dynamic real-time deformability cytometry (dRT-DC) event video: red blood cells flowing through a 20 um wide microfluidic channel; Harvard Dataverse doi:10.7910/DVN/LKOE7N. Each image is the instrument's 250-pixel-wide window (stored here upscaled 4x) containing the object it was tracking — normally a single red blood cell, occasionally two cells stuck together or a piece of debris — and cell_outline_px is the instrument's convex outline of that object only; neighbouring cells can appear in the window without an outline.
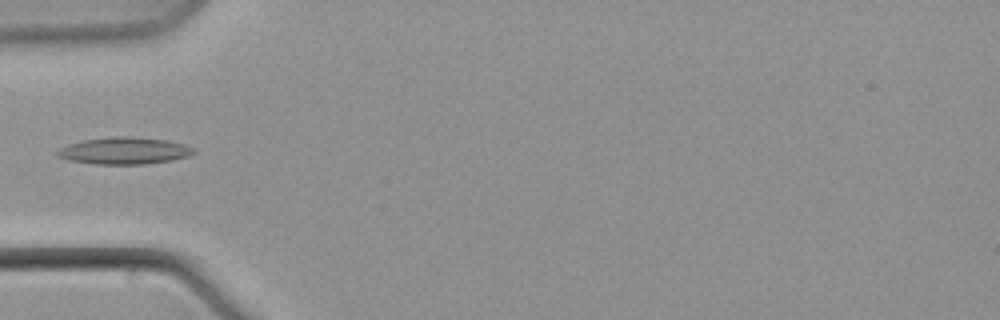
{"species": "common noctule bat (a hibernating species)", "species_latin": "Nyctalus noctula", "temperature_condition": "warm", "stored_images_in_passage": 7, "camera_frame_rate_fps": 3000, "um_per_image_px": 0.085, "animal": {"sex": "male", "body_mass_g": 21.5, "forearm_length_mm": 52.0}, "frame": {"image": 1, "passage_image": 5, "time_ms": 5.667, "image_size_px": [1000, 320], "cell_outline_px": [[196, 152], [188, 156], [172, 160], [144, 164], [92, 164], [68, 160], [56, 156], [56, 152], [60, 148], [68, 144], [84, 140], [112, 136], [132, 136], [164, 140], [184, 144], [192, 148]], "centroid_in_image_um": [10.52, 12.81], "position_along_channel_um": 74.5, "area_um2": 21.39}}
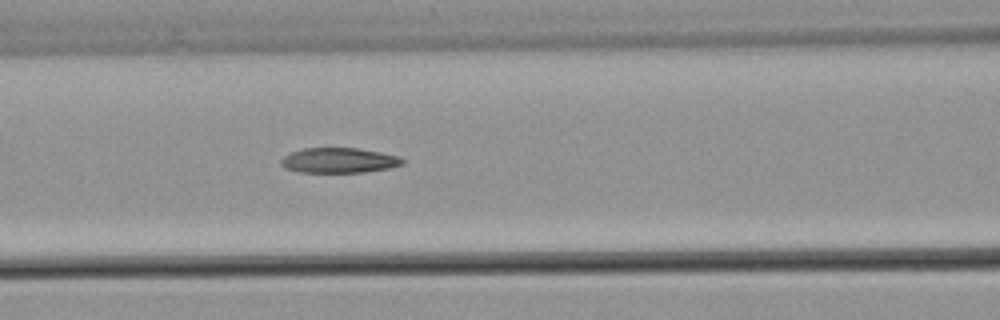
{"frame": {"image": 2, "passage_image": 7, "time_ms": 8.0, "image_size_px": [1000, 320], "cell_outline_px": [[404, 164], [392, 168], [364, 172], [296, 172], [284, 168], [280, 164], [280, 160], [288, 152], [304, 148], [360, 148], [380, 152], [396, 156], [404, 160]], "centroid_in_image_um": [28.77, 13.63], "position_along_channel_um": 137.8, "area_um2": 17.98}}